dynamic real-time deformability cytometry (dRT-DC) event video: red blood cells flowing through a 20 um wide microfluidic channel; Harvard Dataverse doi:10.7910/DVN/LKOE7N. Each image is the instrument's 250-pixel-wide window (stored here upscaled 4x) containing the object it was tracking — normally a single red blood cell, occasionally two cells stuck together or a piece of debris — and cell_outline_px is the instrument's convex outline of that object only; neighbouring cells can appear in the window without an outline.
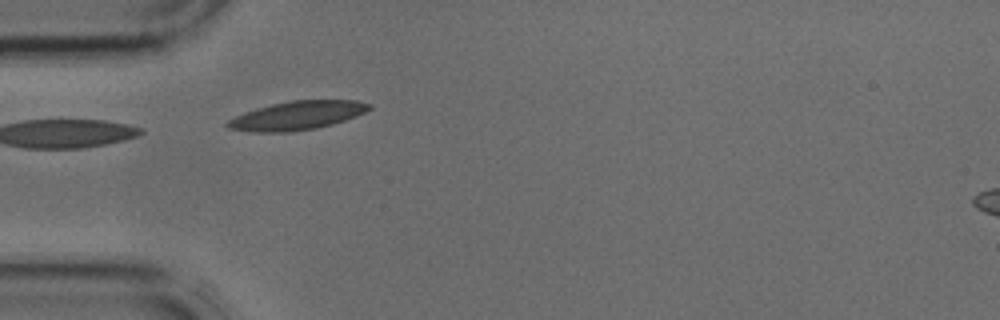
{"species": "common noctule bat (a hibernating species)", "species_latin": "Nyctalus noctula", "temperature_condition": "cold", "stored_images_in_passage": 6, "camera_frame_rate_fps": 3000, "um_per_image_px": 0.085, "animal": {"sex": "male", "body_mass_g": 17.9, "forearm_length_mm": 54.2}, "frame": {"image": 1, "passage_image": 3, "time_ms": 0.667, "image_size_px": [1000, 320], "cell_outline_px": [[372, 108], [356, 116], [332, 124], [316, 128], [292, 132], [248, 132], [228, 128], [224, 124], [228, 120], [244, 112], [256, 108], [272, 104], [292, 100], [356, 100], [372, 104]], "centroid_in_image_um": [25.24, 9.82], "position_along_channel_um": 59.8, "area_um2": 23.76}}